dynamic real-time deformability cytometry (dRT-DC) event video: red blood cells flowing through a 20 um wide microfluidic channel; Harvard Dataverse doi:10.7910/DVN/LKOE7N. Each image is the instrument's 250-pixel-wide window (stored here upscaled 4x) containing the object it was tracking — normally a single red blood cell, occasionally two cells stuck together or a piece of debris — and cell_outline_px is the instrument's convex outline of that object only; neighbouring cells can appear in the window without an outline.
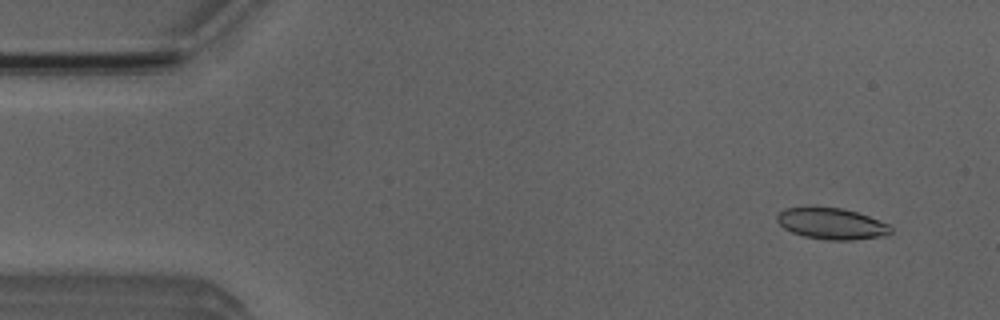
{"species": "Egyptian fruit bat (a non-hibernating species)", "species_latin": "Rousettus aegyptiacus", "temperature_condition": "room temperature", "stored_images_in_passage": 52, "camera_frame_rate_fps": 3000, "um_per_image_px": 0.085, "animal": {"sex": "male"}, "frame": {"image": 1, "passage_image": 4, "time_ms": 1.0, "image_size_px": [1000, 320], "cell_outline_px": [[892, 232], [884, 236], [852, 240], [828, 240], [804, 236], [792, 232], [784, 228], [776, 220], [776, 216], [784, 208], [840, 208], [856, 212], [868, 216], [888, 224], [892, 228]], "centroid_in_image_um": [70.7, 19.03], "position_along_channel_um": 14.3, "area_um2": 20.4}}
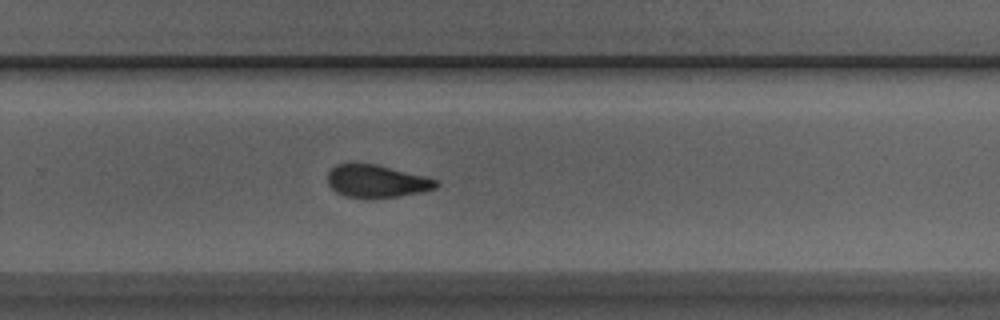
{"frame": {"image": 2, "passage_image": 34, "time_ms": 11.0, "image_size_px": [1000, 320], "cell_outline_px": [[440, 184], [436, 188], [420, 192], [396, 196], [344, 196], [336, 192], [328, 184], [328, 172], [336, 164], [376, 164], [424, 176], [436, 180]], "centroid_in_image_um": [32.01, 15.38], "position_along_channel_um": 297.8, "area_um2": 19.94}}
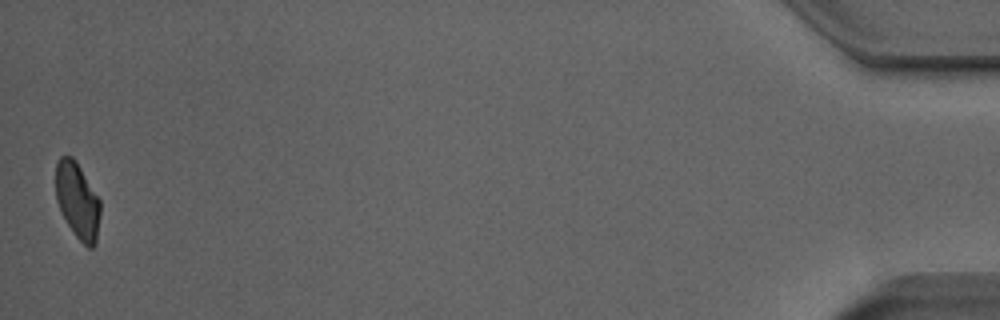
{"frame": {"image": 3, "passage_image": 52, "time_ms": 17.0, "image_size_px": [1000, 320], "cell_outline_px": [[100, 216], [96, 244], [92, 248], [88, 248], [76, 236], [60, 212], [56, 200], [56, 160], [60, 156], [72, 156], [76, 160], [100, 200]], "centroid_in_image_um": [6.58, 17.04], "position_along_channel_um": 428.6, "area_um2": 19.88}, "authors_computed_cell_mechanics": {"area_um2": 21.0392, "velocity_mm_per_s": 3.8723, "shape_relaxation_time_tau1_ms": 6.1964, "shape_relaxation_time_tau2_ms": 2.4917, "deformation_change_tau1": 0.1395, "deformation_change_tau2": 0.0785}}